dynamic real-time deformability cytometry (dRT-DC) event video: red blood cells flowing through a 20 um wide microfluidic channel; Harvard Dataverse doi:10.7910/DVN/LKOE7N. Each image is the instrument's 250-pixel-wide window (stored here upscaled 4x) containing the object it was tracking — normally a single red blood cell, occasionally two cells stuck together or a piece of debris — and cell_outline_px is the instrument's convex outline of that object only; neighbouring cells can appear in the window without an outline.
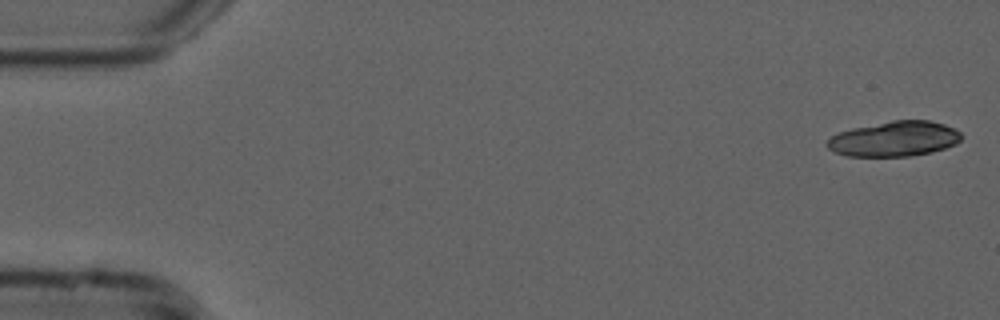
{"species": "common noctule bat (a hibernating species)", "species_latin": "Nyctalus noctula", "temperature_condition": "cold", "stored_images_in_passage": 15, "camera_frame_rate_fps": 3000, "um_per_image_px": 0.085, "animal": {"sex": "male", "forearm_length_mm": 52.5}, "frame": {"image": 1, "passage_image": 1, "time_ms": 0.0, "image_size_px": [1000, 320], "cell_outline_px": [[964, 136], [956, 144], [932, 152], [908, 156], [848, 156], [836, 152], [828, 148], [824, 144], [832, 136], [840, 132], [852, 128], [892, 120], [928, 120], [944, 124], [960, 132]], "centroid_in_image_um": [76.03, 11.8], "position_along_channel_um": 9.0, "area_um2": 27.4}}
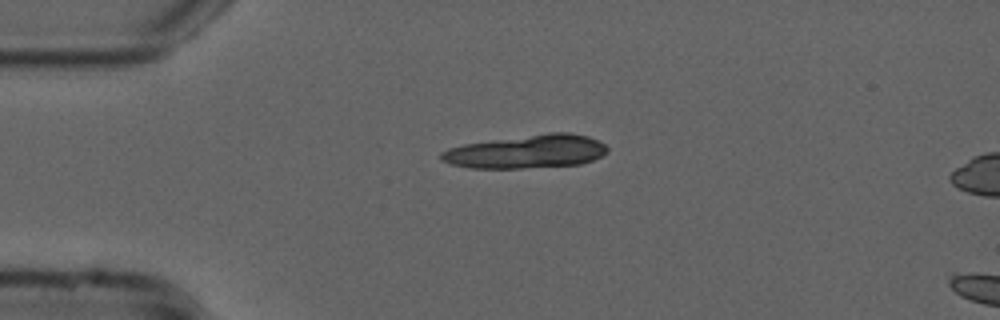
{"frame": {"image": 2, "passage_image": 12, "time_ms": 3.667, "image_size_px": [1000, 320], "cell_outline_px": [[608, 152], [592, 160], [580, 164], [520, 168], [472, 168], [452, 164], [440, 160], [440, 152], [448, 148], [464, 144], [548, 132], [572, 132], [588, 136], [604, 144], [608, 148]], "centroid_in_image_um": [44.76, 12.88], "position_along_channel_um": 40.2, "area_um2": 32.25}}